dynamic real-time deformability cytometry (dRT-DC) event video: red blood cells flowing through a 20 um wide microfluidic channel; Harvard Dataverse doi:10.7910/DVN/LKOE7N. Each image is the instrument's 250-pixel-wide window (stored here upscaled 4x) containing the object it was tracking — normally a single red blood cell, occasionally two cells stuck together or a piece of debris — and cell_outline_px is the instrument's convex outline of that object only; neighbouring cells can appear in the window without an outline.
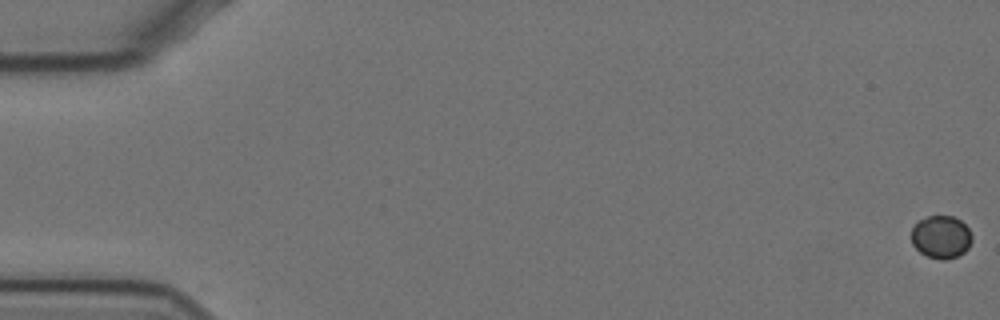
{"species": "Egyptian fruit bat (a non-hibernating species)", "species_latin": "Rousettus aegyptiacus", "temperature_condition": "cold", "stored_images_in_passage": 60, "camera_frame_rate_fps": 3000, "um_per_image_px": 0.085, "animal": {"sex": "female"}, "frame": {"image": 1, "passage_image": 1, "time_ms": 0.0, "image_size_px": [1000, 320], "cell_outline_px": [[972, 240], [968, 248], [964, 252], [956, 256], [944, 260], [940, 260], [928, 256], [920, 252], [912, 244], [912, 228], [920, 220], [928, 216], [952, 216], [960, 220], [968, 228], [972, 236]], "centroid_in_image_um": [80.0, 20.14], "position_along_channel_um": 5.0, "area_um2": 14.97}}
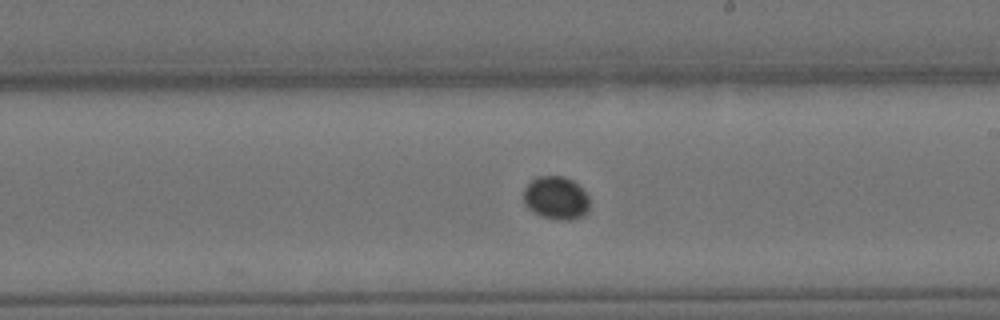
{"frame": {"image": 2, "passage_image": 35, "time_ms": 11.333, "image_size_px": [1000, 320], "cell_outline_px": [[588, 212], [584, 216], [572, 220], [556, 220], [540, 216], [532, 212], [524, 204], [524, 188], [536, 176], [564, 176], [572, 180], [588, 196]], "centroid_in_image_um": [47.25, 16.85], "position_along_channel_um": 241.8, "area_um2": 16.7}}
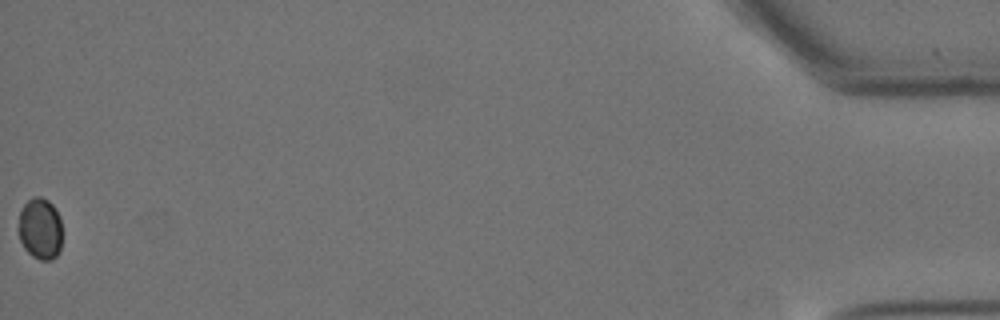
{"frame": {"image": 3, "passage_image": 60, "time_ms": 19.667, "image_size_px": [1000, 320], "cell_outline_px": [[60, 248], [56, 256], [52, 260], [40, 260], [32, 256], [24, 248], [20, 240], [20, 212], [24, 204], [28, 200], [36, 196], [40, 196], [48, 200], [52, 204], [60, 220]], "centroid_in_image_um": [3.41, 19.45], "position_along_channel_um": 431.8, "area_um2": 15.32}}